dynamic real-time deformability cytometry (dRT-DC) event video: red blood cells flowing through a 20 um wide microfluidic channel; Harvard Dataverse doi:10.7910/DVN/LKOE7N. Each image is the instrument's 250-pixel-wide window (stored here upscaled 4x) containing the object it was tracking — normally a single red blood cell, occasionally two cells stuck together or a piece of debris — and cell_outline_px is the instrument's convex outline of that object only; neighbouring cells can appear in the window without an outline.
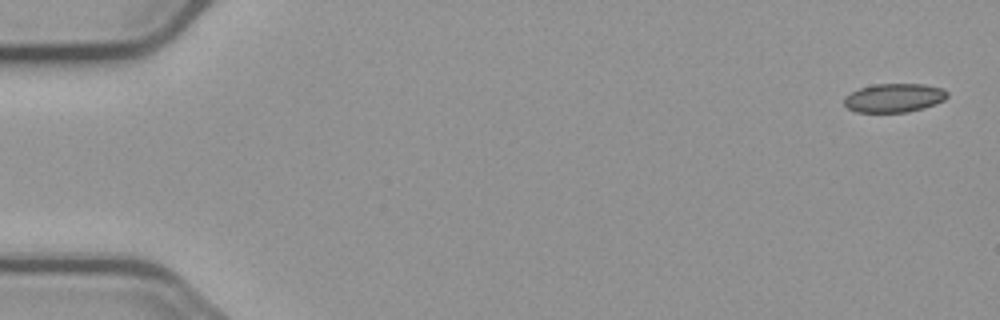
{"species": "common noctule bat (a hibernating species)", "species_latin": "Nyctalus noctula", "temperature_condition": "cold", "stored_images_in_passage": 4, "camera_frame_rate_fps": 3000, "um_per_image_px": 0.085, "animal": {"sex": "male", "body_mass_g": 23.1, "forearm_length_mm": 52.7}, "frame": {"image": 1, "passage_image": 1, "time_ms": 0.0, "image_size_px": [1000, 320], "cell_outline_px": [[948, 96], [944, 100], [936, 104], [924, 108], [908, 112], [856, 112], [848, 108], [844, 104], [844, 96], [860, 88], [876, 84], [924, 84], [944, 88], [948, 92]], "centroid_in_image_um": [76.03, 8.32], "position_along_channel_um": 9.0, "area_um2": 17.4}}